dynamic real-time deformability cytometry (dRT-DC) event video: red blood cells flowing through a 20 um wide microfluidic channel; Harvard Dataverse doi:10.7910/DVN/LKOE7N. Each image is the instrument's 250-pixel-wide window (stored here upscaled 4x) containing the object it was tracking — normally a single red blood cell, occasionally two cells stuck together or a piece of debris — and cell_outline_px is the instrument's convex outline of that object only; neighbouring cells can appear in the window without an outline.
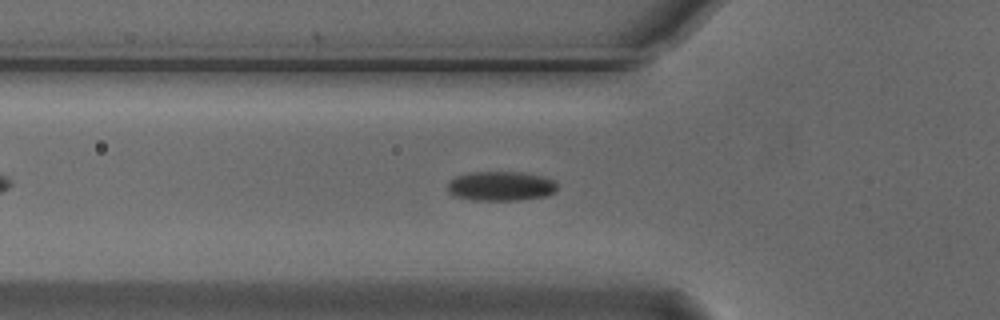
{"species": "Egyptian fruit bat (a non-hibernating species)", "species_latin": "Rousettus aegyptiacus", "temperature_condition": "cold", "stored_images_in_passage": 47, "camera_frame_rate_fps": 3000, "um_per_image_px": 0.085, "animal": {"sex": "male"}, "frame": {"image": 1, "passage_image": 11, "time_ms": 3.333, "image_size_px": [1000, 320], "cell_outline_px": [[556, 192], [544, 196], [516, 200], [472, 200], [452, 196], [448, 192], [448, 180], [456, 176], [468, 172], [520, 172], [544, 176], [556, 180]], "centroid_in_image_um": [42.54, 15.81], "position_along_channel_um": 83.3, "area_um2": 19.07}}
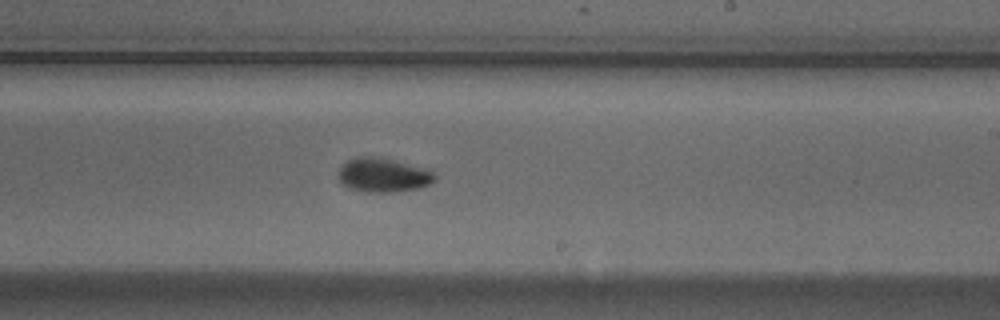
{"frame": {"image": 2, "passage_image": 25, "time_ms": 8.0, "image_size_px": [1000, 320], "cell_outline_px": [[436, 180], [420, 188], [388, 192], [368, 192], [352, 188], [344, 184], [340, 180], [336, 172], [348, 160], [356, 156], [380, 156], [428, 168], [436, 176]], "centroid_in_image_um": [32.59, 14.85], "position_along_channel_um": 256.4, "area_um2": 19.31}}
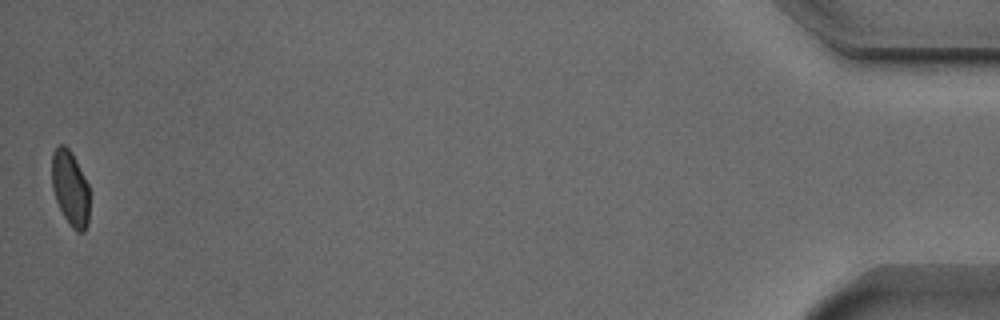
{"frame": {"image": 3, "passage_image": 47, "time_ms": 15.333, "image_size_px": [1000, 320], "cell_outline_px": [[88, 224], [84, 232], [76, 232], [72, 228], [64, 216], [56, 200], [52, 188], [52, 152], [60, 144], [64, 144], [68, 148], [88, 184]], "centroid_in_image_um": [5.96, 16.03], "position_along_channel_um": 429.2, "area_um2": 16.18}, "authors_computed_cell_mechanics": {"area_um2": 18.0336, "velocity_mm_per_s": 3.7127, "shape_relaxation_time_tau1_ms": 3.778, "shape_relaxation_time_tau2_ms": null, "deformation_change_tau1": 0.1126, "deformation_change_tau2": null}}